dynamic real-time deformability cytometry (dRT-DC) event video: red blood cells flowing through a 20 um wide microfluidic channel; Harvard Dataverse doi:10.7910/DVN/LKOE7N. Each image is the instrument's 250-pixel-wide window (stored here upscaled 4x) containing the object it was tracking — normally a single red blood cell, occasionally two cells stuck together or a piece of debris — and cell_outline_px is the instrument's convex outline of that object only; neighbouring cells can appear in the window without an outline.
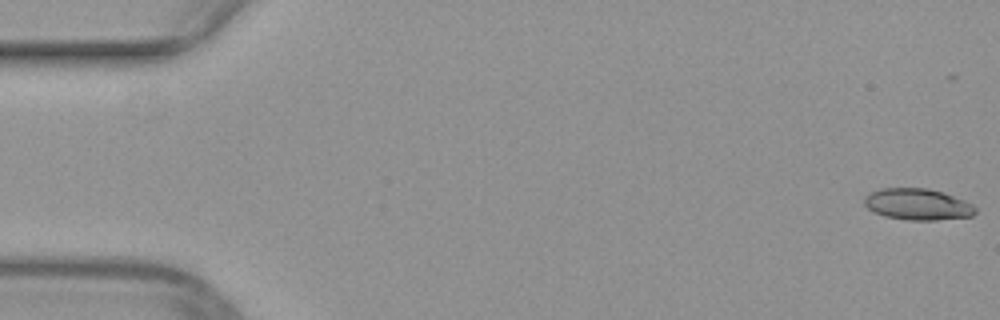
{"species": "common noctule bat (a hibernating species)", "species_latin": "Nyctalus noctula", "temperature_condition": "warm", "stored_images_in_passage": 10, "camera_frame_rate_fps": 3000, "um_per_image_px": 0.085, "animal": {"sex": "female", "body_mass_g": 29.2, "forearm_length_mm": 56.3}, "frame": {"image": 1, "passage_image": 1, "time_ms": 0.0, "image_size_px": [1000, 320], "cell_outline_px": [[976, 212], [972, 216], [936, 220], [908, 220], [884, 216], [872, 212], [864, 204], [864, 196], [880, 188], [928, 188], [944, 192], [964, 200], [972, 204], [976, 208]], "centroid_in_image_um": [77.99, 17.36], "position_along_channel_um": 7.0, "area_um2": 20.46}}